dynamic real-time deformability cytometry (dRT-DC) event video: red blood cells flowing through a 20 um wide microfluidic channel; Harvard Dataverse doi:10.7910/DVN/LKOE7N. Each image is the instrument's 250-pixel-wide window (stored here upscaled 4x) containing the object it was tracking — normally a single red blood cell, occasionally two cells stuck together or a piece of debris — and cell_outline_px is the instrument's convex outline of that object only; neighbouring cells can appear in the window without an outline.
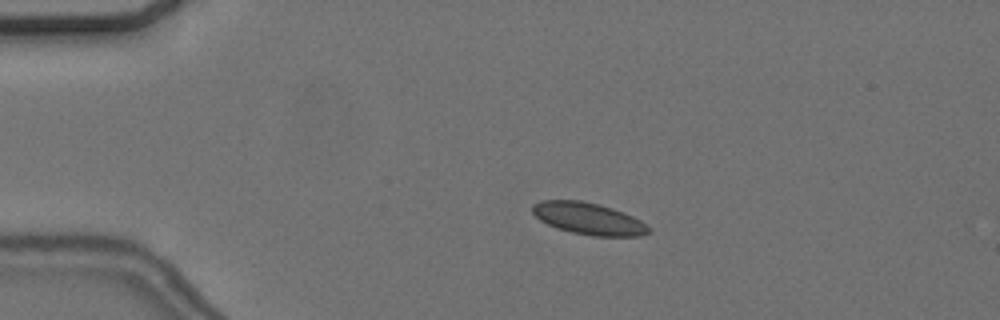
{"species": "common noctule bat (a hibernating species)", "species_latin": "Nyctalus noctula", "temperature_condition": "cold", "stored_images_in_passage": 49, "camera_frame_rate_fps": 3000, "um_per_image_px": 0.085, "animal": {"sex": "female", "body_mass_g": 24.6, "forearm_length_mm": 56.2}, "frame": {"image": 1, "passage_image": 4, "time_ms": 1.0, "image_size_px": [1000, 320], "cell_outline_px": [[652, 232], [640, 236], [592, 236], [572, 232], [556, 228], [540, 220], [532, 212], [532, 204], [540, 200], [580, 200], [600, 204], [624, 212], [640, 220], [652, 228]], "centroid_in_image_um": [50.04, 18.58], "position_along_channel_um": 35.0, "area_um2": 21.79}}
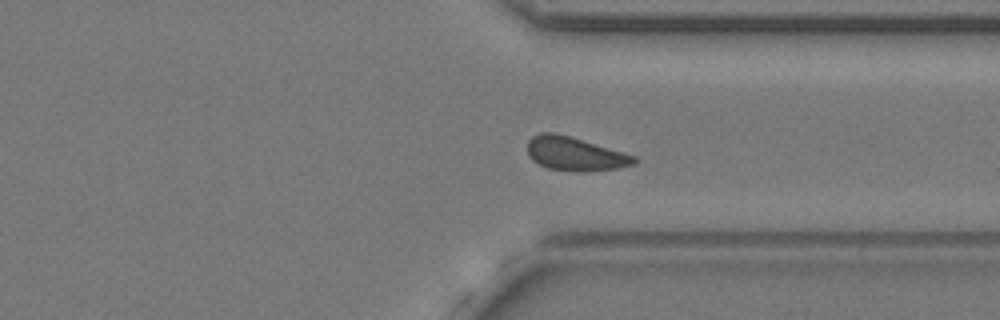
{"frame": {"image": 2, "passage_image": 35, "time_ms": 11.333, "image_size_px": [1000, 320], "cell_outline_px": [[640, 160], [636, 164], [616, 168], [584, 172], [576, 172], [548, 168], [532, 160], [528, 156], [528, 140], [532, 136], [540, 132], [552, 132], [568, 136], [624, 152], [636, 156]], "centroid_in_image_um": [48.89, 13.08], "position_along_channel_um": 362.5, "area_um2": 20.98}}
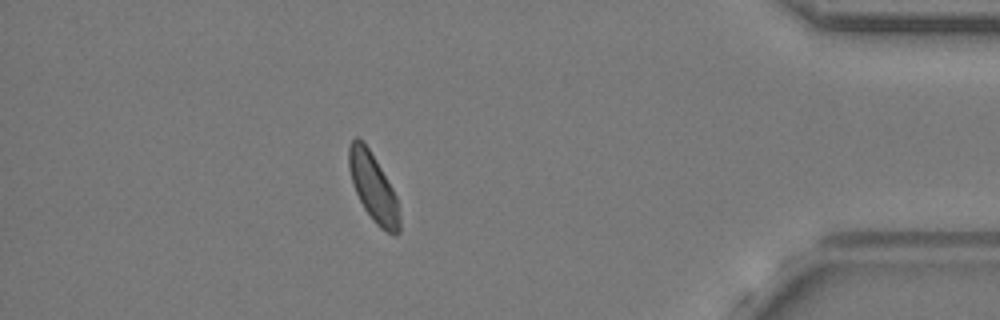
{"frame": {"image": 3, "passage_image": 42, "time_ms": 13.667, "image_size_px": [1000, 320], "cell_outline_px": [[400, 232], [396, 236], [392, 236], [380, 228], [372, 220], [364, 208], [352, 184], [348, 168], [348, 148], [352, 140], [356, 136], [368, 148], [392, 188], [396, 196], [400, 216]], "centroid_in_image_um": [31.73, 16.0], "position_along_channel_um": 403.5, "area_um2": 20.0}, "authors_computed_cell_mechanics": {"area_um2": 20.7502, "velocity_mm_per_s": 3.6192, "shape_relaxation_time_tau1_ms": 4.6456, "shape_relaxation_time_tau2_ms": null, "deformation_change_tau1": 0.0435, "deformation_change_tau2": null}}